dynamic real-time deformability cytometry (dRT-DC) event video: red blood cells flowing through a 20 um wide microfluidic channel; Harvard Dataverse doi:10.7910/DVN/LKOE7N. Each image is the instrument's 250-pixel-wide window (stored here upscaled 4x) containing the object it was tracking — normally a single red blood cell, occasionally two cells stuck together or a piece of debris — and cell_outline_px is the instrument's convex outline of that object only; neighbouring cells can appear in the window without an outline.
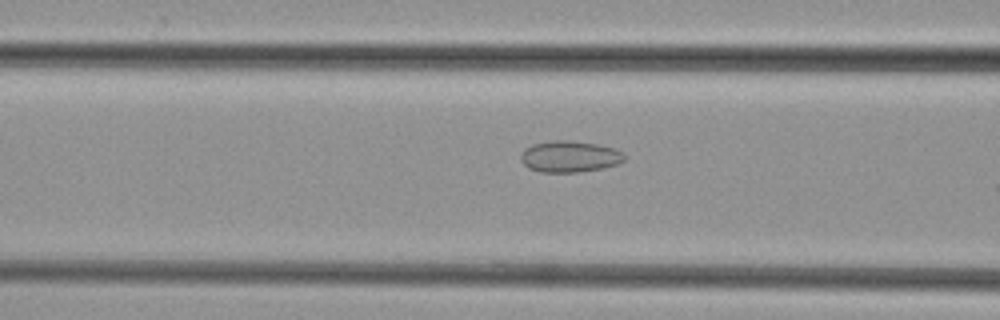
{"species": "common noctule bat (a hibernating species)", "species_latin": "Nyctalus noctula", "temperature_condition": "cold", "stored_images_in_passage": 47, "camera_frame_rate_fps": 3000, "um_per_image_px": 0.085, "animal": {"sex": "female", "body_mass_g": 29.2, "forearm_length_mm": 56.3}, "frame": {"image": 1, "passage_image": 17, "time_ms": 5.333, "image_size_px": [1000, 320], "cell_outline_px": [[624, 160], [616, 164], [600, 168], [576, 172], [540, 172], [528, 168], [520, 160], [520, 152], [524, 148], [532, 144], [552, 140], [568, 140], [596, 144], [616, 148], [624, 156]], "centroid_in_image_um": [48.34, 13.29], "position_along_channel_um": 118.3, "area_um2": 18.9}}
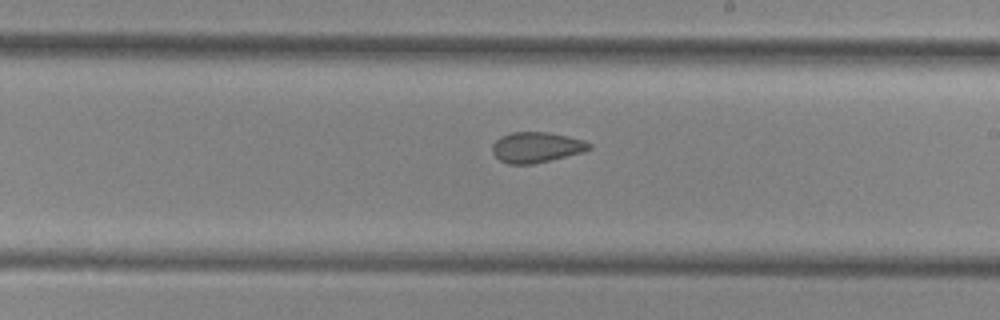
{"frame": {"image": 2, "passage_image": 26, "time_ms": 8.333, "image_size_px": [1000, 320], "cell_outline_px": [[592, 148], [584, 152], [532, 164], [508, 164], [500, 160], [492, 152], [492, 144], [500, 136], [512, 132], [548, 132], [568, 136], [584, 140], [592, 144]], "centroid_in_image_um": [45.6, 12.51], "position_along_channel_um": 243.4, "area_um2": 17.28}}
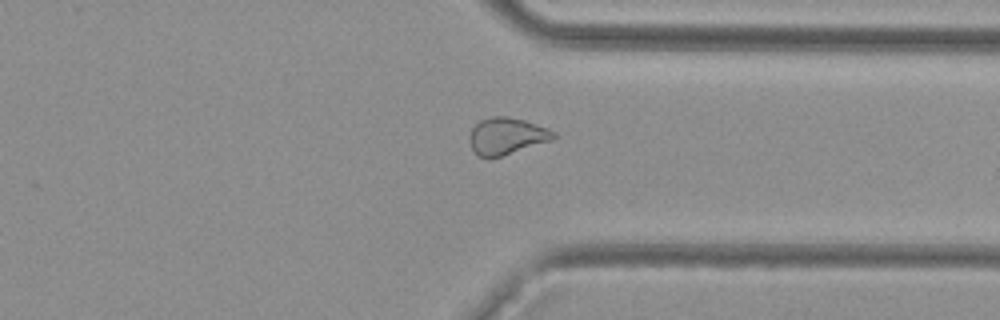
{"frame": {"image": 3, "passage_image": 35, "time_ms": 11.333, "image_size_px": [1000, 320], "cell_outline_px": [[556, 136], [552, 140], [488, 160], [476, 156], [472, 148], [468, 136], [472, 128], [480, 120], [492, 116], [508, 116], [524, 120], [548, 128], [556, 132]], "centroid_in_image_um": [43.03, 11.58], "position_along_channel_um": 368.4, "area_um2": 18.26}}